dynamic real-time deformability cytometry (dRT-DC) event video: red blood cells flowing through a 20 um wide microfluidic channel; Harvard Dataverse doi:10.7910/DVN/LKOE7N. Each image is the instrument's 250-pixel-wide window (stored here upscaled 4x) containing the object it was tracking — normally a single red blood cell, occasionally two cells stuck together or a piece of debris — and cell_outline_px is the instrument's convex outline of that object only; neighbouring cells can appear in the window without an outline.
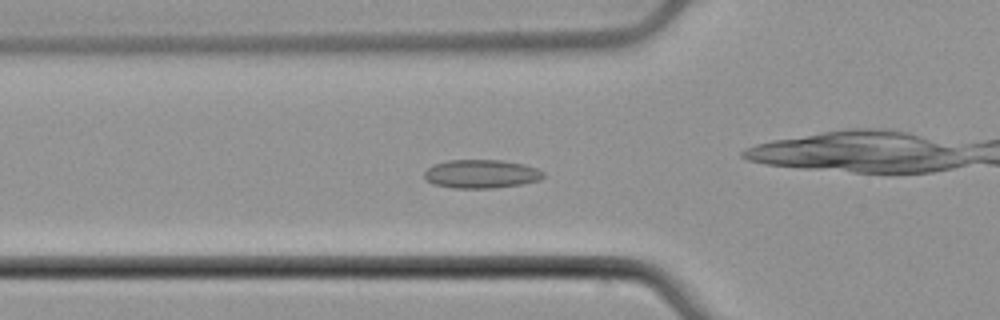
{"species": "common noctule bat (a hibernating species)", "species_latin": "Nyctalus noctula", "temperature_condition": "cold", "stored_images_in_passage": 56, "camera_frame_rate_fps": 3000, "um_per_image_px": 0.085, "animal": {"sex": "male", "body_mass_g": 21.5, "forearm_length_mm": 52.0}, "frame": {"image": 1, "passage_image": 20, "time_ms": 6.333, "image_size_px": [1000, 320], "cell_outline_px": [[544, 176], [540, 180], [520, 184], [492, 188], [456, 188], [432, 184], [424, 180], [424, 172], [428, 168], [436, 164], [448, 160], [500, 160], [524, 164], [536, 168], [544, 172]], "centroid_in_image_um": [40.89, 14.78], "position_along_channel_um": 84.9, "area_um2": 19.77}}
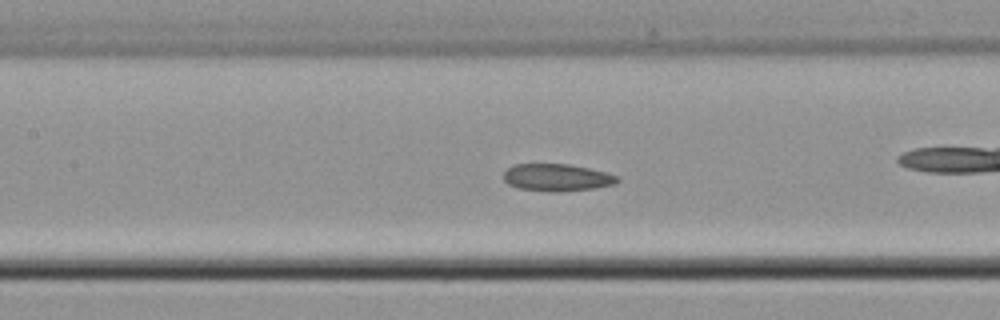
{"frame": {"image": 2, "passage_image": 26, "time_ms": 8.333, "image_size_px": [1000, 320], "cell_outline_px": [[620, 180], [616, 184], [592, 188], [560, 192], [548, 192], [516, 188], [508, 184], [504, 180], [504, 172], [508, 168], [516, 164], [568, 164], [608, 172], [620, 176]], "centroid_in_image_um": [47.36, 15.09], "position_along_channel_um": 160.0, "area_um2": 18.26}}
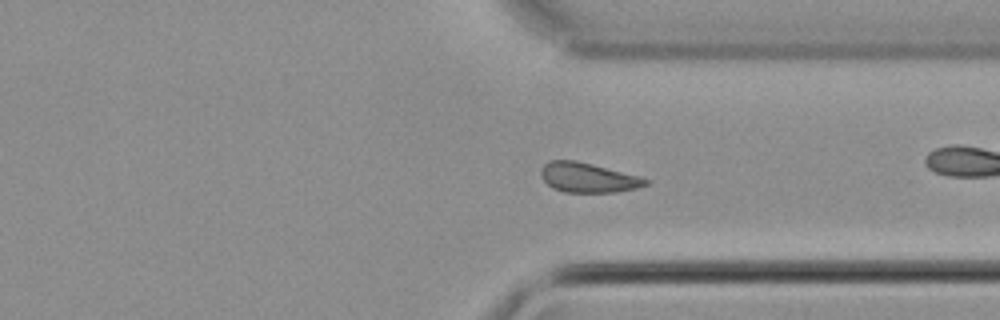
{"frame": {"image": 3, "passage_image": 42, "time_ms": 13.667, "image_size_px": [1000, 320], "cell_outline_px": [[648, 184], [636, 188], [616, 192], [564, 192], [552, 188], [544, 180], [540, 172], [540, 168], [548, 160], [576, 160], [640, 176], [648, 180]], "centroid_in_image_um": [49.95, 15.09], "position_along_channel_um": 361.4, "area_um2": 18.09}}